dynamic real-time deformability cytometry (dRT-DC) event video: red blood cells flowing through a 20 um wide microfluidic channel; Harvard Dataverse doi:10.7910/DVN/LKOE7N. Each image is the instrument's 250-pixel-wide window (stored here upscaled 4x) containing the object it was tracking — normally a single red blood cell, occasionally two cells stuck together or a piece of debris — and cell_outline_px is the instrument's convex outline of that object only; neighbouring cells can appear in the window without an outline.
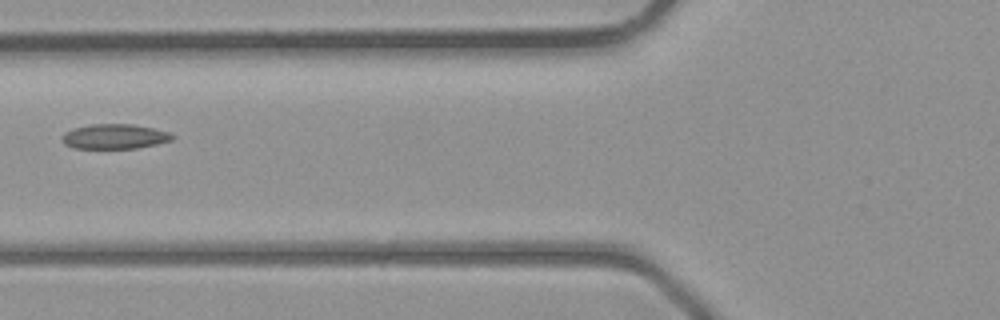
{"species": "common noctule bat (a hibernating species)", "species_latin": "Nyctalus noctula", "temperature_condition": "room temperature", "stored_images_in_passage": 2, "camera_frame_rate_fps": 3000, "um_per_image_px": 0.085, "animal": {"sex": "male", "body_mass_g": 23.1, "forearm_length_mm": 52.7}, "frame": {"image": 1, "passage_image": 2, "time_ms": 1.0, "image_size_px": [1000, 320], "cell_outline_px": [[176, 136], [172, 140], [156, 144], [136, 148], [72, 148], [64, 144], [60, 140], [60, 136], [64, 132], [72, 128], [92, 124], [132, 124], [172, 132]], "centroid_in_image_um": [9.71, 11.6], "position_along_channel_um": 116.1, "area_um2": 16.18}}